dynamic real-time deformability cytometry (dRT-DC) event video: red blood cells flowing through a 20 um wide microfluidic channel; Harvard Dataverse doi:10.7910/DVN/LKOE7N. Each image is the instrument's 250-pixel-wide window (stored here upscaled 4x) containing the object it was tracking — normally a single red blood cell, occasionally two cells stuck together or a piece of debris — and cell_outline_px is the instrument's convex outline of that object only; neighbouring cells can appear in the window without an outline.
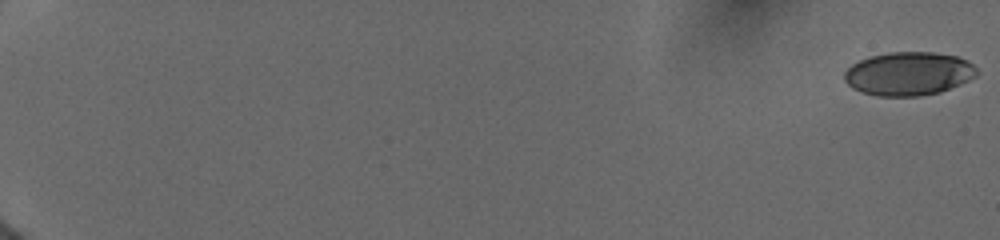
{"species": "human", "species_latin": "Homo sapiens", "temperature_condition": "cold", "stored_images_in_passage": 33, "camera_frame_rate_fps": 3000, "um_per_image_px": 0.085, "donor": {"sex": "female"}, "frame": {"image": 1, "passage_image": 1, "time_ms": 0.0, "image_size_px": [1000, 240], "cell_outline_px": [[976, 76], [960, 84], [940, 92], [920, 96], [876, 96], [860, 92], [852, 88], [844, 80], [844, 72], [852, 64], [860, 60], [872, 56], [888, 52], [932, 52], [956, 56], [968, 60], [976, 68]], "centroid_in_image_um": [77.21, 6.27], "position_along_channel_um": 7.8, "area_um2": 33.58}}
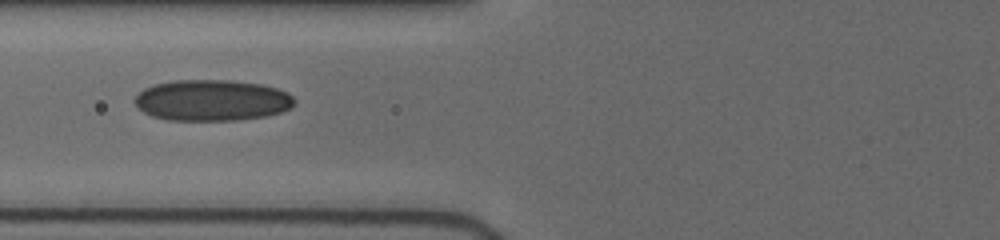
{"frame": {"image": 2, "passage_image": 29, "time_ms": 8.333, "image_size_px": [1000, 240], "cell_outline_px": [[296, 104], [292, 108], [268, 116], [236, 120], [168, 120], [152, 116], [144, 112], [132, 100], [144, 88], [156, 84], [172, 80], [232, 80], [260, 84], [276, 88], [288, 92], [296, 100]], "centroid_in_image_um": [18.05, 8.52], "position_along_channel_um": 107.7, "area_um2": 38.49}}
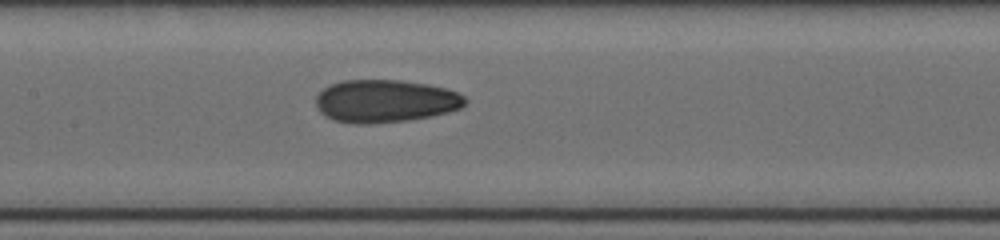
{"frame": {"image": 3, "passage_image": 33, "time_ms": 10.0, "image_size_px": [1000, 240], "cell_outline_px": [[468, 100], [460, 108], [448, 112], [432, 116], [408, 120], [368, 124], [356, 124], [332, 120], [324, 116], [316, 108], [316, 96], [324, 88], [332, 84], [344, 80], [400, 80], [428, 84], [444, 88], [456, 92], [464, 96]], "centroid_in_image_um": [32.73, 8.6], "position_along_channel_um": 174.7, "area_um2": 37.28}}